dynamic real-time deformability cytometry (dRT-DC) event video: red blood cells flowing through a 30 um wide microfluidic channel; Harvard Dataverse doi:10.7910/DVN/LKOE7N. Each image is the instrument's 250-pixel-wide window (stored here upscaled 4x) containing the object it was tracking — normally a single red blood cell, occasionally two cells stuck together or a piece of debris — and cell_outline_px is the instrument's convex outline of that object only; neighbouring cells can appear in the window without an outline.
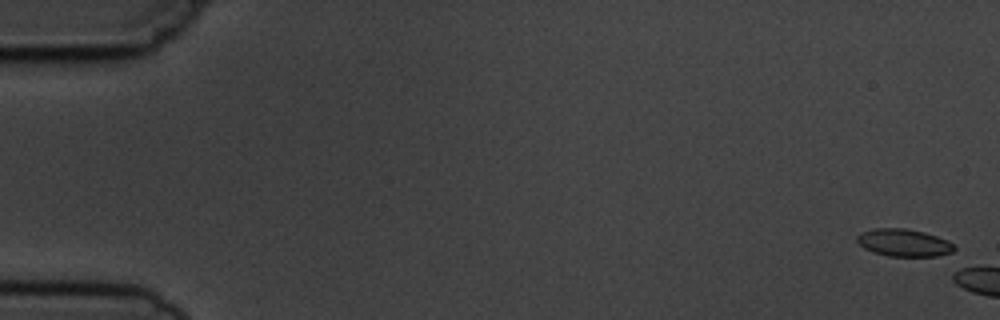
{"species": "common noctule bat (a hibernating species)", "species_latin": "Nyctalus noctula", "temperature_condition": "cold", "stored_images_in_passage": 3, "camera_frame_rate_fps": 3000, "um_per_image_px": 0.085, "animal": {"sex": "male", "body_mass_g": 19.5, "forearm_length_mm": 54.6}, "frame": {"image": 1, "passage_image": 1, "time_ms": 0.0, "image_size_px": [1000, 320], "cell_outline_px": [[956, 248], [952, 252], [936, 256], [888, 256], [872, 252], [864, 248], [856, 240], [856, 236], [860, 232], [872, 228], [904, 228], [924, 232], [948, 240]], "centroid_in_image_um": [76.79, 20.62], "position_along_channel_um": 8.2, "area_um2": 15.61}}